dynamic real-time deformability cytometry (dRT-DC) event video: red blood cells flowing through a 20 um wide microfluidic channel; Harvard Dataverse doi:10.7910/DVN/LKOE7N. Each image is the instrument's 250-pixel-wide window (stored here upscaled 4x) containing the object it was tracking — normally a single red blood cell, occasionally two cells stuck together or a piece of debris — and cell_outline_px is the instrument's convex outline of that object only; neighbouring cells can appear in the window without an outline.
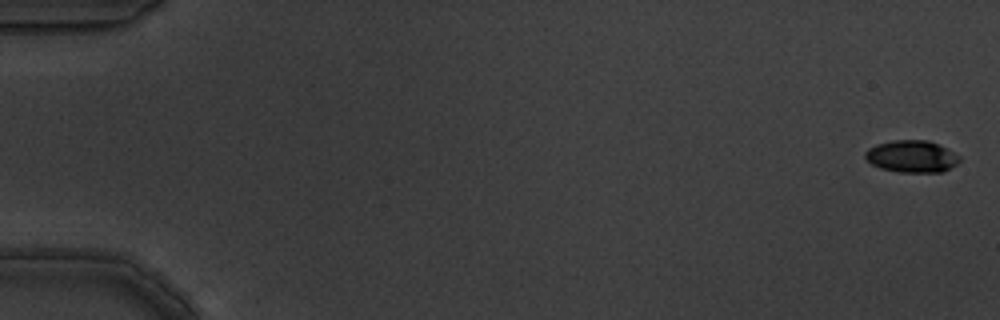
{"species": "common noctule bat (a hibernating species)", "species_latin": "Nyctalus noctula", "temperature_condition": "warm", "stored_images_in_passage": 4, "camera_frame_rate_fps": 3000, "um_per_image_px": 0.085, "animal": {"sex": "male", "body_mass_g": 19.5, "forearm_length_mm": 54.6}, "frame": {"image": 1, "passage_image": 1, "time_ms": 0.0, "image_size_px": [1000, 320], "cell_outline_px": [[960, 160], [956, 164], [944, 172], [900, 172], [880, 168], [872, 164], [864, 156], [864, 152], [868, 148], [876, 144], [892, 140], [928, 140], [948, 148], [960, 156]], "centroid_in_image_um": [77.5, 13.29], "position_along_channel_um": 7.5, "area_um2": 17.74}}